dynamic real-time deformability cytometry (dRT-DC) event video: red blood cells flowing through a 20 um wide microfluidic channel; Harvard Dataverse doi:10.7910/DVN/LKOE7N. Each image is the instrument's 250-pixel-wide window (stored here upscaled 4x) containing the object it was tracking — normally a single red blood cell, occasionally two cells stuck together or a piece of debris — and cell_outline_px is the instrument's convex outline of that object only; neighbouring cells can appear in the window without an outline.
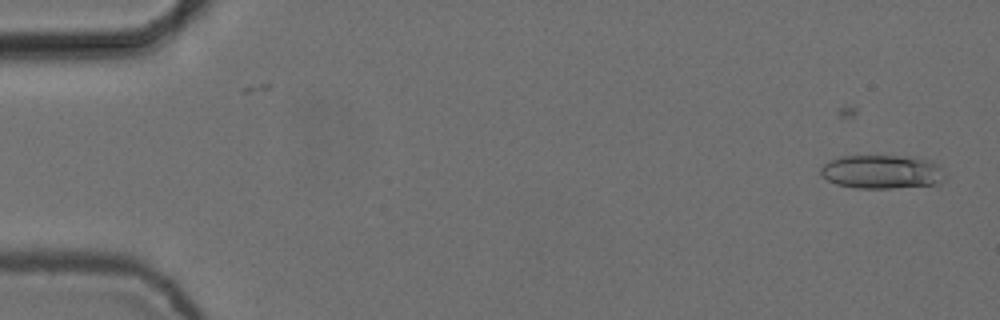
{"species": "common noctule bat (a hibernating species)", "species_latin": "Nyctalus noctula", "temperature_condition": "cold", "stored_images_in_passage": 6, "camera_frame_rate_fps": 3000, "um_per_image_px": 0.085, "animal": {"sex": "female", "body_mass_g": 24.6, "forearm_length_mm": 56.2}, "frame": {"image": 1, "passage_image": 2, "time_ms": 0.333, "image_size_px": [1000, 320], "cell_outline_px": [[944, 180], [940, 184], [892, 188], [856, 188], [836, 184], [820, 176], [820, 168], [828, 160], [840, 156], [912, 156], [932, 160], [940, 168], [944, 176]], "centroid_in_image_um": [74.95, 14.6], "position_along_channel_um": 10.1, "area_um2": 24.74}}
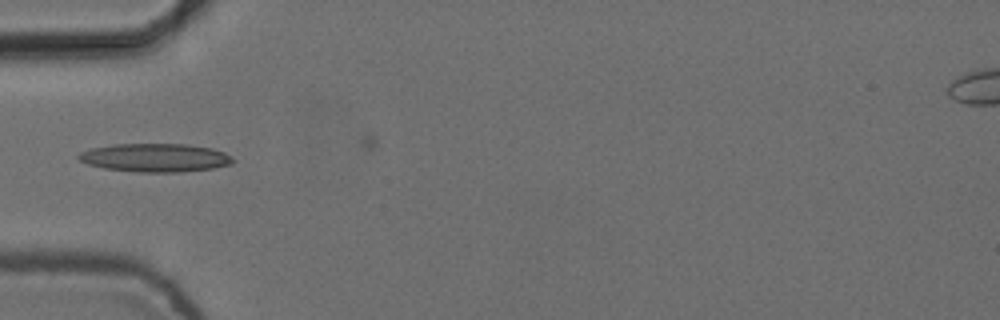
{"frame": {"image": 2, "passage_image": 6, "time_ms": 1.667, "image_size_px": [1000, 320], "cell_outline_px": [[236, 160], [232, 164], [212, 168], [176, 172], [136, 172], [104, 168], [88, 164], [80, 160], [76, 156], [80, 152], [92, 148], [112, 144], [188, 144], [212, 148], [224, 152], [232, 156]], "centroid_in_image_um": [13.21, 13.4], "position_along_channel_um": 71.8, "area_um2": 25.61}}